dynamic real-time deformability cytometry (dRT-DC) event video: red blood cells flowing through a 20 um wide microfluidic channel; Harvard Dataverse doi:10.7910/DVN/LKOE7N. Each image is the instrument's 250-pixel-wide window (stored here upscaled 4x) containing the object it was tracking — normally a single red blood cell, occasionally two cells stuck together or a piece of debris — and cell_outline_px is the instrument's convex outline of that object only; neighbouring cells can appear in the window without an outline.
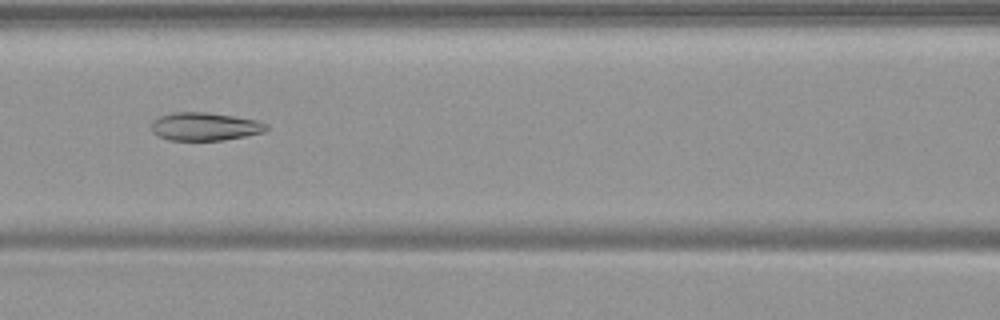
{"species": "common noctule bat (a hibernating species)", "species_latin": "Nyctalus noctula", "temperature_condition": "warm", "stored_images_in_passage": 25, "camera_frame_rate_fps": 3000, "um_per_image_px": 0.085, "animal": {"sex": "female", "body_mass_g": 19.9}, "frame": {"image": 1, "passage_image": 11, "time_ms": 3.333, "image_size_px": [1000, 320], "cell_outline_px": [[268, 128], [264, 132], [224, 140], [168, 140], [156, 136], [152, 132], [152, 120], [160, 116], [172, 112], [208, 112], [256, 120], [268, 124]], "centroid_in_image_um": [17.38, 10.75], "position_along_channel_um": 149.2, "area_um2": 18.9}}
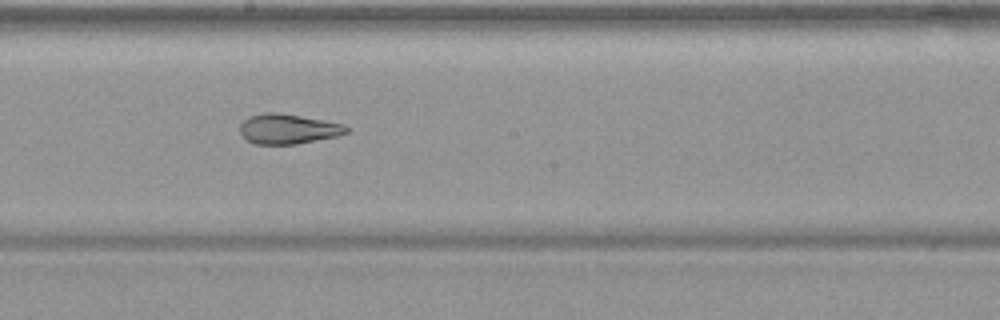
{"frame": {"image": 2, "passage_image": 17, "time_ms": 5.333, "image_size_px": [1000, 320], "cell_outline_px": [[348, 132], [336, 136], [296, 144], [256, 144], [248, 140], [240, 132], [240, 124], [248, 116], [264, 112], [280, 112], [324, 120], [344, 124], [348, 128]], "centroid_in_image_um": [24.47, 10.94], "position_along_channel_um": 223.7, "area_um2": 18.55}}
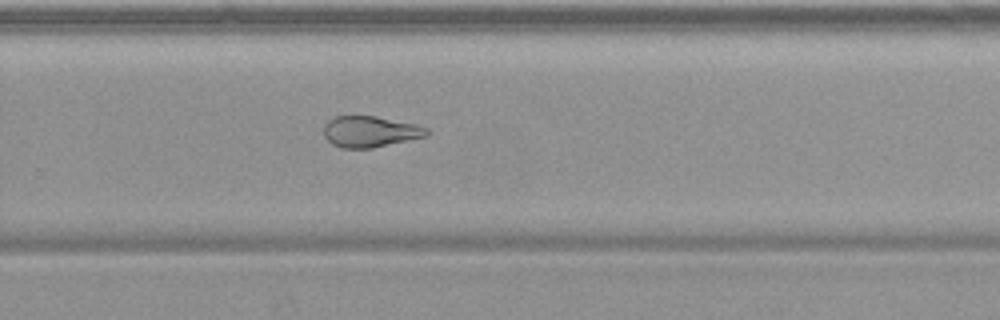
{"frame": {"image": 3, "passage_image": 23, "time_ms": 7.333, "image_size_px": [1000, 320], "cell_outline_px": [[428, 136], [372, 148], [340, 148], [332, 144], [324, 136], [324, 124], [328, 120], [336, 116], [376, 116], [416, 124], [428, 128]], "centroid_in_image_um": [31.46, 11.19], "position_along_channel_um": 298.3, "area_um2": 18.73}}